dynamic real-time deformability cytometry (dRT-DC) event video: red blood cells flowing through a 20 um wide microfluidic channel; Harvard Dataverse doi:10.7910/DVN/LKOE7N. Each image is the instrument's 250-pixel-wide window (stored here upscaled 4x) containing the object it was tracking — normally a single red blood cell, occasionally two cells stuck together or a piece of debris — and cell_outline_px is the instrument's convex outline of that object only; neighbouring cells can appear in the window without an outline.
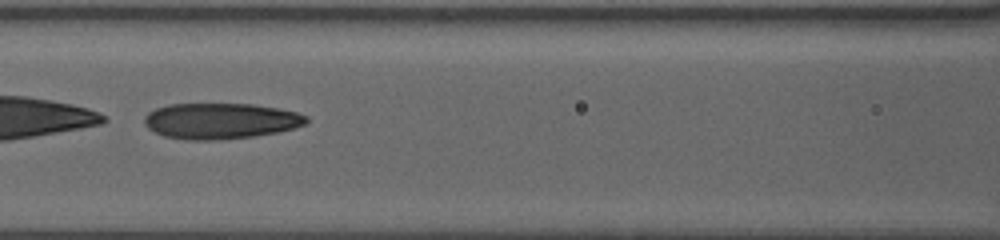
{"species": "human", "species_latin": "Homo sapiens", "temperature_condition": "warm", "stored_images_in_passage": 58, "segment_of_instrument_passage": [2, 2], "camera_frame_rate_fps": 3000, "um_per_image_px": 0.085, "donor": {"sex": "female"}, "frame": {"image": 1, "passage_image": 29, "time_ms": 9.333, "image_size_px": [1000, 240], "cell_outline_px": [[308, 120], [304, 124], [280, 132], [252, 136], [216, 140], [188, 140], [164, 136], [148, 128], [144, 124], [144, 116], [148, 112], [156, 108], [168, 104], [252, 104], [280, 108], [296, 112], [308, 116]], "centroid_in_image_um": [18.73, 10.27], "position_along_channel_um": 147.9, "area_um2": 33.87}}
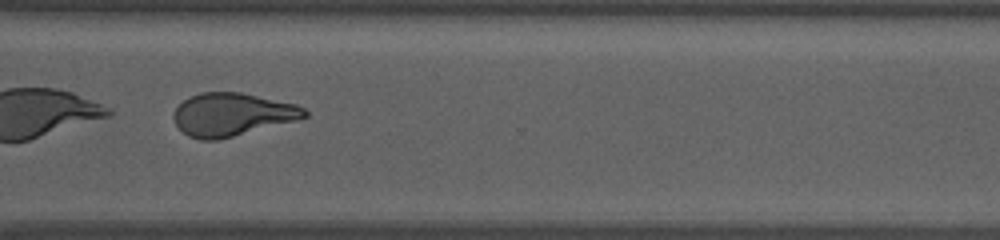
{"frame": {"image": 2, "passage_image": 46, "time_ms": 15.0, "image_size_px": [1000, 240], "cell_outline_px": [[308, 116], [296, 120], [216, 140], [200, 140], [188, 136], [176, 124], [172, 116], [176, 108], [188, 96], [200, 92], [240, 92], [296, 104], [304, 108], [308, 112]], "centroid_in_image_um": [19.7, 9.72], "position_along_channel_um": 350.9, "area_um2": 32.48}}